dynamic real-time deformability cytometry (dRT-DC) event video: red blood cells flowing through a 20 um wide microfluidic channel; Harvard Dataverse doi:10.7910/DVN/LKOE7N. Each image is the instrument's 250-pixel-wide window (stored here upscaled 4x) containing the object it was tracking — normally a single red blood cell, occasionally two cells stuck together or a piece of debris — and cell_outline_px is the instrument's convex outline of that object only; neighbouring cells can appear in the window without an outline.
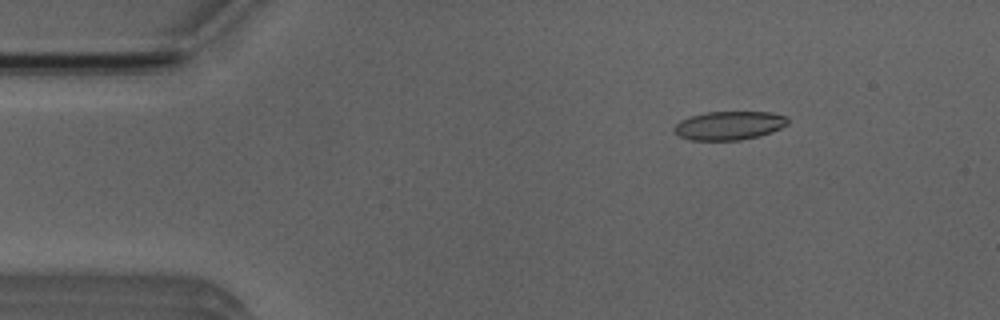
{"species": "Egyptian fruit bat (a non-hibernating species)", "species_latin": "Rousettus aegyptiacus", "temperature_condition": "room temperature", "stored_images_in_passage": 5, "camera_frame_rate_fps": 3000, "um_per_image_px": 0.085, "animal": {"sex": "male"}, "frame": {"image": 1, "passage_image": 2, "time_ms": 1.0, "image_size_px": [1000, 320], "cell_outline_px": [[788, 124], [772, 132], [760, 136], [740, 140], [692, 140], [680, 136], [672, 128], [680, 120], [692, 116], [708, 112], [772, 112], [788, 116]], "centroid_in_image_um": [62.02, 10.67], "position_along_channel_um": 23.0, "area_um2": 18.96}}